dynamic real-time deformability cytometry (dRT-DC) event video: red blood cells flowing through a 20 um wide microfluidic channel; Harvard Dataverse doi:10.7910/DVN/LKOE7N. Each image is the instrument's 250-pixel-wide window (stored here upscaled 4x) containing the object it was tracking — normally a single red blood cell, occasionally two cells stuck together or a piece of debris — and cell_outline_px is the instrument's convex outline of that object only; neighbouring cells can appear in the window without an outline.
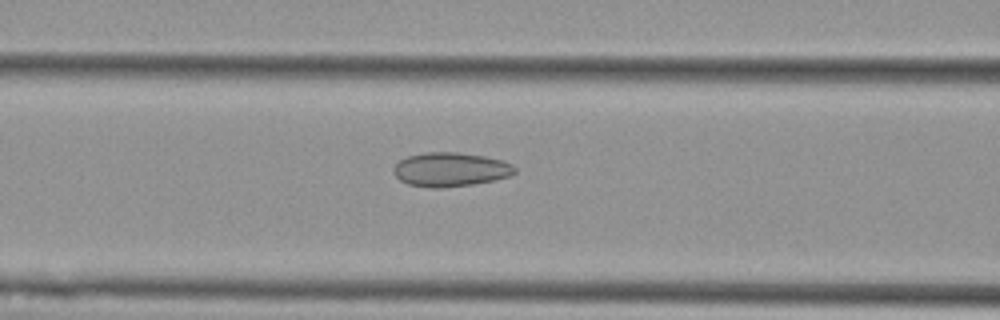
{"species": "Egyptian fruit bat (a non-hibernating species)", "species_latin": "Rousettus aegyptiacus", "temperature_condition": "cold", "stored_images_in_passage": 33, "camera_frame_rate_fps": 3000, "um_per_image_px": 0.085, "animal": {"sex": "female"}, "frame": {"image": 1, "passage_image": 11, "time_ms": 3.333, "image_size_px": [1000, 320], "cell_outline_px": [[516, 172], [512, 176], [496, 180], [472, 184], [440, 188], [432, 188], [408, 184], [400, 180], [392, 172], [392, 168], [400, 160], [408, 156], [424, 152], [456, 152], [484, 156], [500, 160], [512, 164], [516, 168]], "centroid_in_image_um": [38.29, 14.41], "position_along_channel_um": 128.3, "area_um2": 24.16}}
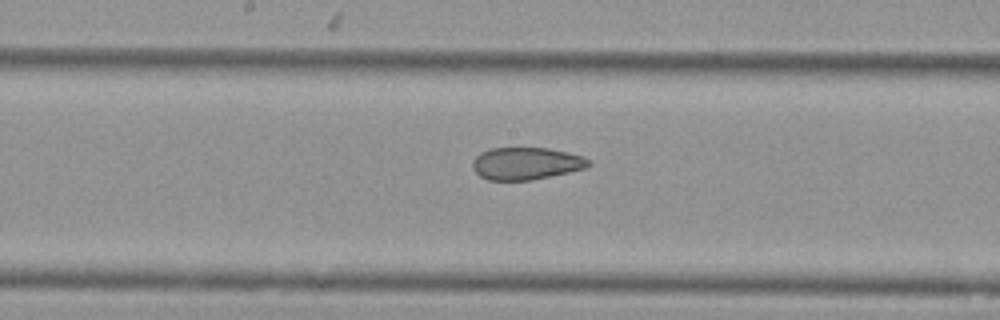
{"frame": {"image": 2, "passage_image": 17, "time_ms": 5.333, "image_size_px": [1000, 320], "cell_outline_px": [[592, 164], [588, 168], [532, 180], [488, 180], [480, 176], [472, 168], [472, 160], [480, 152], [492, 148], [548, 148], [568, 152], [584, 156]], "centroid_in_image_um": [44.73, 13.89], "position_along_channel_um": 203.5, "area_um2": 22.02}}
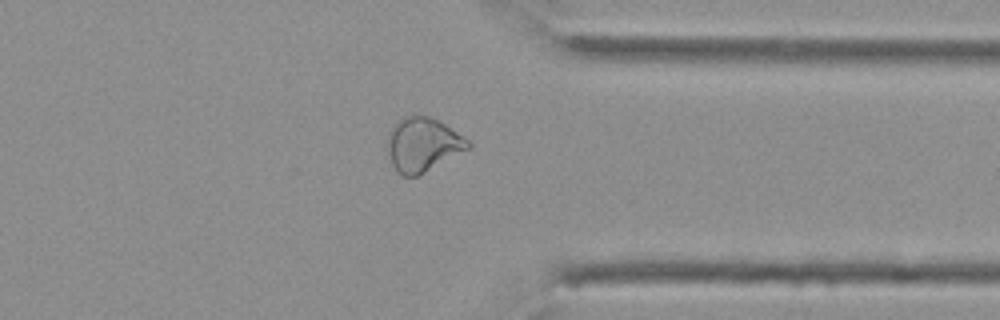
{"frame": {"image": 3, "passage_image": 31, "time_ms": 10.0, "image_size_px": [1000, 320], "cell_outline_px": [[472, 148], [416, 176], [404, 176], [396, 172], [392, 164], [388, 152], [388, 136], [396, 120], [408, 116], [428, 116], [444, 124], [464, 136], [472, 144]], "centroid_in_image_um": [35.96, 12.3], "position_along_channel_um": 375.4, "area_um2": 25.14}}